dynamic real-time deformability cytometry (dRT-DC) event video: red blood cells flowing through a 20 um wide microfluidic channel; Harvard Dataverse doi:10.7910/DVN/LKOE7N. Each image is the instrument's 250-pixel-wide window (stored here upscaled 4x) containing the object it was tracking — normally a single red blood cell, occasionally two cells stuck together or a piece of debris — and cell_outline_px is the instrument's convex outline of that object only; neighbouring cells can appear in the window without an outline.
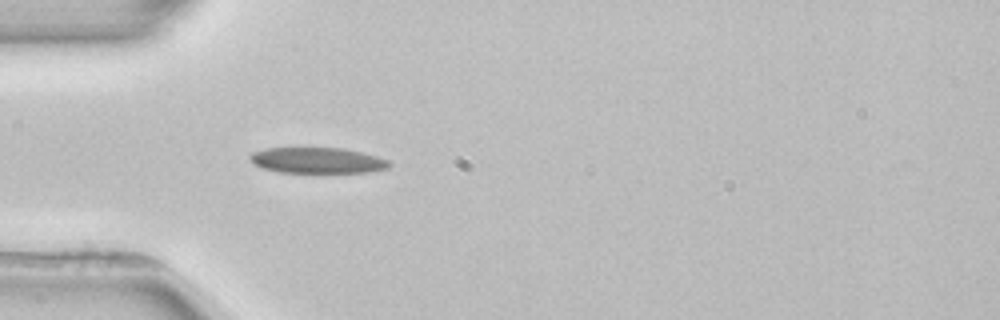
{"species": "common noctule bat (a hibernating species)", "species_latin": "Nyctalus noctula", "temperature_condition": "room temperature", "stored_images_in_passage": 3, "camera_frame_rate_fps": 3000, "um_per_image_px": 0.085, "animal": {"sex": "female", "body_mass_g": 22.7, "forearm_length_mm": 54.2}, "frame": {"image": 1, "passage_image": 3, "time_ms": 3.0, "image_size_px": [1000, 320], "cell_outline_px": [[392, 164], [388, 168], [368, 172], [280, 172], [264, 168], [248, 160], [248, 156], [252, 152], [264, 148], [296, 144], [344, 148], [376, 156], [388, 160]], "centroid_in_image_um": [26.89, 13.56], "position_along_channel_um": 58.1, "area_um2": 21.96}}